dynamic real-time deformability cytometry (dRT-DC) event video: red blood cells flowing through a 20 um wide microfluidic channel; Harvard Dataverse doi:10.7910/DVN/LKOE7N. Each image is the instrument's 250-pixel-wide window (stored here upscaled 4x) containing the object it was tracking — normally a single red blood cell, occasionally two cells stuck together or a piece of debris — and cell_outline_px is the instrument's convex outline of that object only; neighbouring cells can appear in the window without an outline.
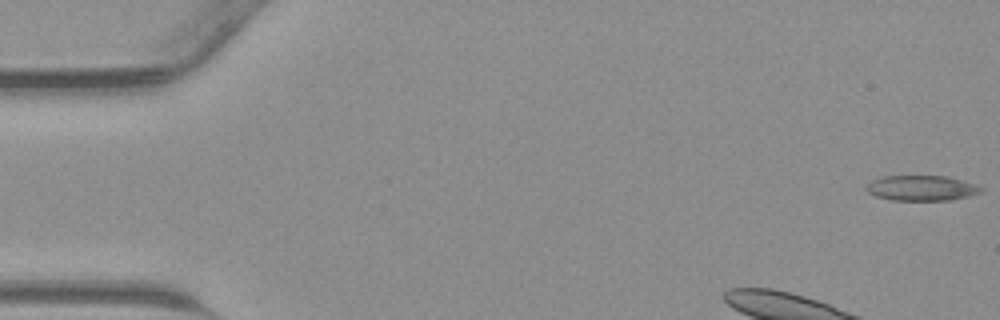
{"species": "common noctule bat (a hibernating species)", "species_latin": "Nyctalus noctula", "temperature_condition": "warm", "stored_images_in_passage": 20, "camera_frame_rate_fps": 3000, "um_per_image_px": 0.085, "animal": {"sex": "male", "body_mass_g": 23.1, "forearm_length_mm": 52.7}, "frame": {"image": 1, "passage_image": 1, "time_ms": 0.0, "image_size_px": [1000, 320], "cell_outline_px": [[984, 192], [968, 196], [948, 200], [892, 200], [876, 196], [868, 192], [864, 188], [872, 180], [884, 176], [948, 176], [984, 188]], "centroid_in_image_um": [78.32, 15.99], "position_along_channel_um": 6.7, "area_um2": 16.76}}